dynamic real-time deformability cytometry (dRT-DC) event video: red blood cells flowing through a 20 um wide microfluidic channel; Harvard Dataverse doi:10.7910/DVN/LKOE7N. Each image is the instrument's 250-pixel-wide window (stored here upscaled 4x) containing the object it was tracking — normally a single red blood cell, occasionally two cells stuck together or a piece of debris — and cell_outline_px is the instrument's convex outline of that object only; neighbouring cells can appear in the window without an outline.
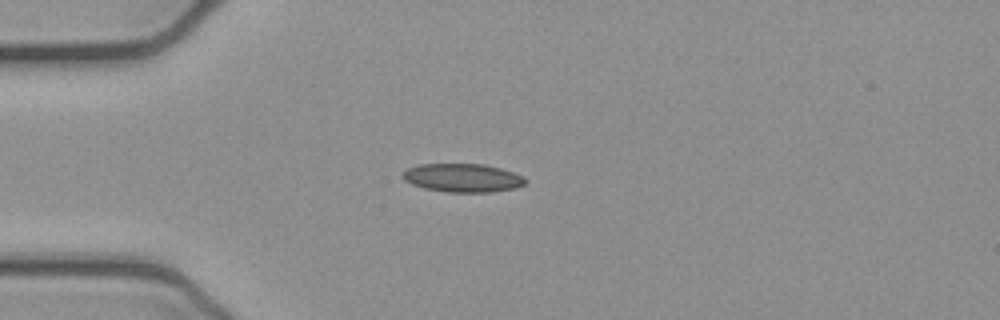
{"species": "common noctule bat (a hibernating species)", "species_latin": "Nyctalus noctula", "temperature_condition": "cold", "stored_images_in_passage": 39, "camera_frame_rate_fps": 3000, "um_per_image_px": 0.085, "animal": {"sex": "female", "body_mass_g": 21.9}, "frame": {"image": 1, "passage_image": 1, "time_ms": 0.0, "image_size_px": [1000, 320], "cell_outline_px": [[528, 180], [524, 184], [516, 188], [492, 192], [448, 192], [424, 188], [412, 184], [404, 180], [400, 176], [408, 168], [420, 164], [484, 164], [500, 168], [524, 176]], "centroid_in_image_um": [39.34, 15.12], "position_along_channel_um": 45.7, "area_um2": 20.4}}
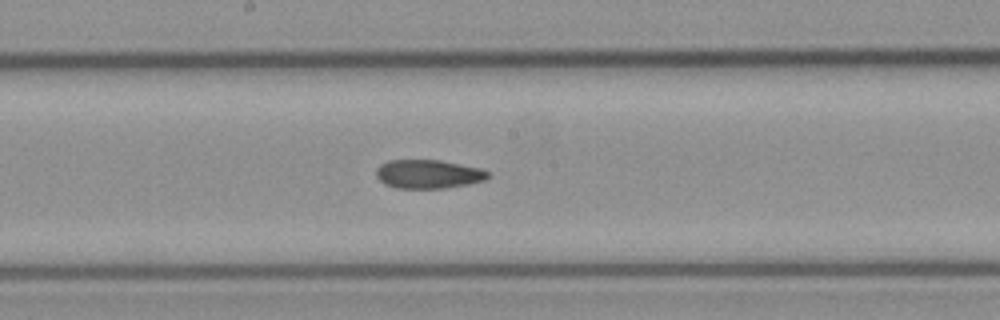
{"frame": {"image": 2, "passage_image": 15, "time_ms": 4.667, "image_size_px": [1000, 320], "cell_outline_px": [[492, 176], [484, 180], [468, 184], [444, 188], [396, 188], [384, 184], [376, 176], [376, 168], [380, 164], [388, 160], [440, 160], [480, 168], [488, 172]], "centroid_in_image_um": [36.39, 14.79], "position_along_channel_um": 211.8, "area_um2": 18.79}}
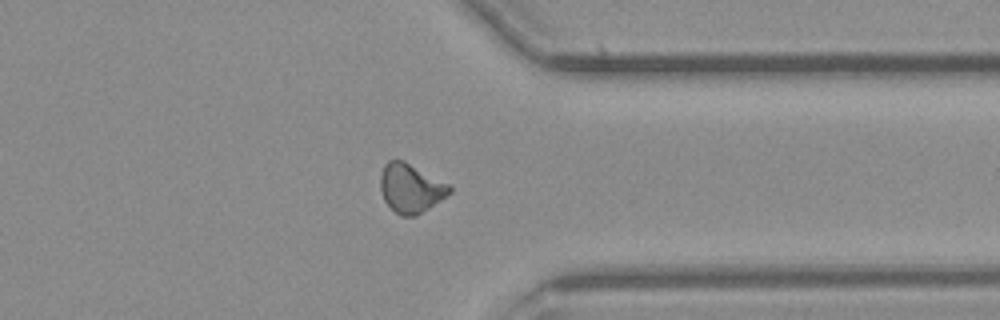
{"frame": {"image": 3, "passage_image": 28, "time_ms": 9.0, "image_size_px": [1000, 320], "cell_outline_px": [[452, 192], [416, 216], [400, 216], [384, 200], [380, 188], [380, 176], [384, 164], [388, 160], [404, 160], [448, 184], [452, 188]], "centroid_in_image_um": [34.89, 15.99], "position_along_channel_um": 376.5, "area_um2": 19.54}, "authors_computed_cell_mechanics": {"area_um2": 19.4208, "velocity_mm_per_s": 3.9077, "shape_relaxation_time_tau1_ms": null, "shape_relaxation_time_tau2_ms": 5.3339, "deformation_change_tau1": null, "deformation_change_tau2": 0.0939}}